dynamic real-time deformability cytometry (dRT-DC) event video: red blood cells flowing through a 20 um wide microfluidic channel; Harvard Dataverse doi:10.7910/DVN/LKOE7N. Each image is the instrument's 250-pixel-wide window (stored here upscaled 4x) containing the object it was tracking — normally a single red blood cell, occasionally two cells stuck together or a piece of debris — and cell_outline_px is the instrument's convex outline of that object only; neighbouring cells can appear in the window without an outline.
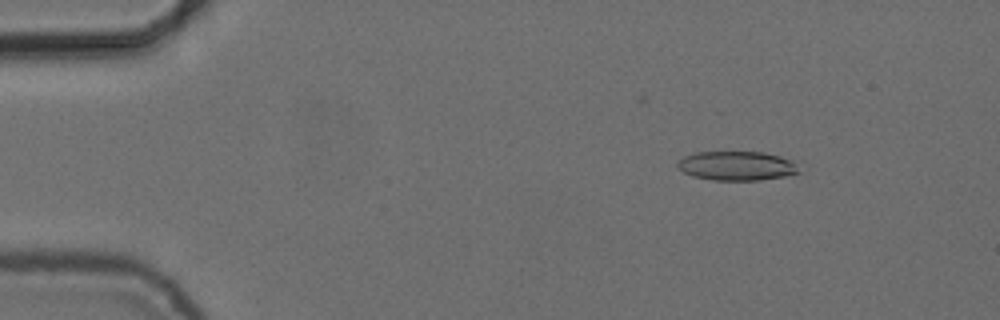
{"species": "common noctule bat (a hibernating species)", "species_latin": "Nyctalus noctula", "temperature_condition": "cold", "stored_images_in_passage": 54, "camera_frame_rate_fps": 3000, "um_per_image_px": 0.085, "animal": {"sex": "female", "body_mass_g": 24.6, "forearm_length_mm": 56.2}, "frame": {"image": 1, "passage_image": 7, "time_ms": 2.0, "image_size_px": [1000, 320], "cell_outline_px": [[800, 172], [784, 176], [760, 180], [712, 180], [692, 176], [684, 172], [676, 164], [684, 156], [696, 152], [764, 152], [780, 156], [792, 160], [796, 164]], "centroid_in_image_um": [62.63, 14.09], "position_along_channel_um": 22.4, "area_um2": 20.58}}
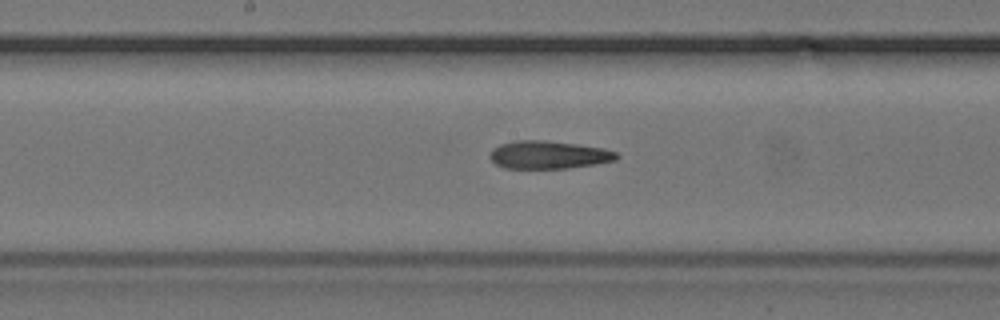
{"frame": {"image": 2, "passage_image": 28, "time_ms": 9.0, "image_size_px": [1000, 320], "cell_outline_px": [[620, 156], [616, 160], [568, 168], [504, 168], [496, 164], [488, 156], [492, 148], [500, 144], [516, 140], [544, 140], [576, 144], [604, 148], [616, 152]], "centroid_in_image_um": [46.6, 13.15], "position_along_channel_um": 201.6, "area_um2": 20.58}}
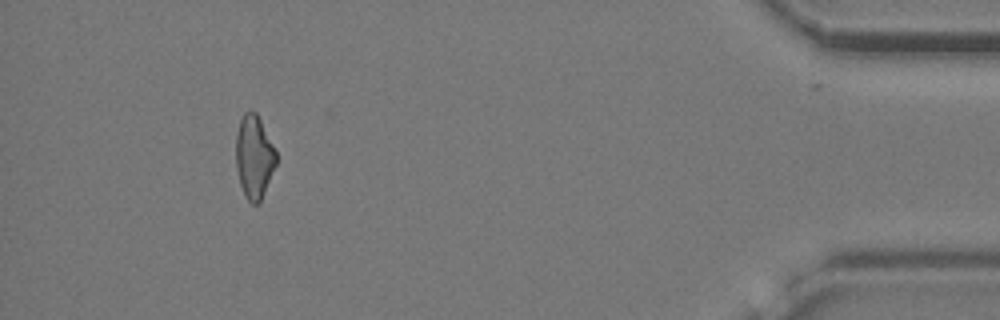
{"frame": {"image": 3, "passage_image": 50, "time_ms": 16.333, "image_size_px": [1000, 320], "cell_outline_px": [[276, 164], [260, 204], [252, 204], [244, 196], [240, 184], [236, 168], [236, 132], [240, 120], [244, 112], [252, 108], [256, 112], [276, 152]], "centroid_in_image_um": [21.58, 13.34], "position_along_channel_um": 413.6, "area_um2": 19.59}, "authors_computed_cell_mechanics": {"area_um2": 20.8947, "velocity_mm_per_s": 3.7611, "shape_relaxation_time_tau1_ms": null, "shape_relaxation_time_tau2_ms": 4.9877, "deformation_change_tau1": null, "deformation_change_tau2": 0.1688}}